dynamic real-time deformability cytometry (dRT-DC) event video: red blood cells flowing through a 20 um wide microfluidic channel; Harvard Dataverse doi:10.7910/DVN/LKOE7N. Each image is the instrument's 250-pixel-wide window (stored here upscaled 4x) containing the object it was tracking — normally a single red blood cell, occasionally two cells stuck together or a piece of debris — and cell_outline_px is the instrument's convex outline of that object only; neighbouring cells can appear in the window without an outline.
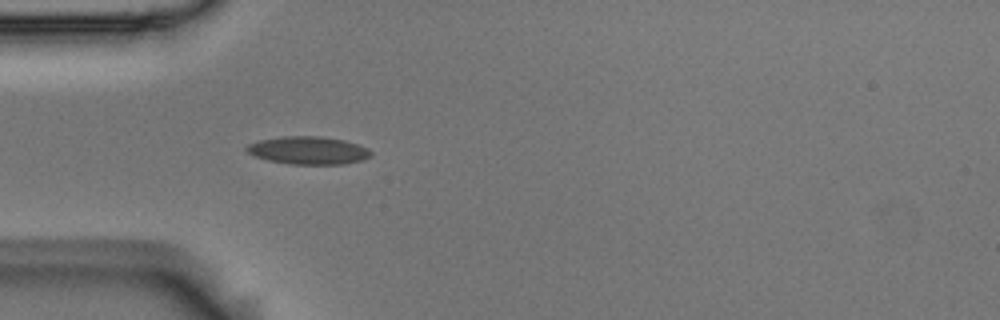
{"species": "Egyptian fruit bat (a non-hibernating species)", "species_latin": "Rousettus aegyptiacus", "temperature_condition": "room temperature", "stored_images_in_passage": 4, "camera_frame_rate_fps": 3000, "um_per_image_px": 0.085, "animal": {"sex": "male"}, "frame": {"image": 1, "passage_image": 4, "time_ms": 1.0, "image_size_px": [1000, 320], "cell_outline_px": [[372, 156], [360, 160], [344, 164], [292, 164], [268, 160], [256, 156], [248, 152], [244, 148], [248, 144], [260, 140], [284, 136], [320, 136], [344, 140], [368, 148], [372, 152]], "centroid_in_image_um": [26.21, 12.78], "position_along_channel_um": 58.8, "area_um2": 20.0}}